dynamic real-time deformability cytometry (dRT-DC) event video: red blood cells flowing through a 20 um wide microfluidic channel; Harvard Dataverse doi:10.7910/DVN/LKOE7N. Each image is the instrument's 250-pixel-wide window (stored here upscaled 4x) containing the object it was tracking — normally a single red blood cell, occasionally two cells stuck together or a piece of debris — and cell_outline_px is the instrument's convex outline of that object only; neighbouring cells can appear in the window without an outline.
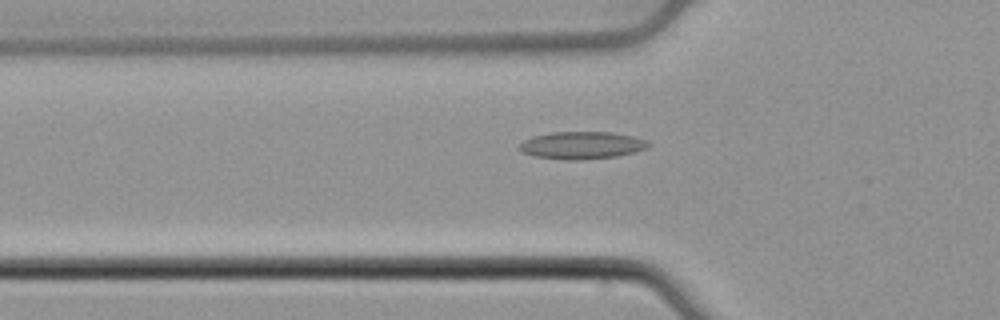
{"species": "common noctule bat (a hibernating species)", "species_latin": "Nyctalus noctula", "temperature_condition": "cold", "stored_images_in_passage": 54, "camera_frame_rate_fps": 3000, "um_per_image_px": 0.085, "animal": {"sex": "male", "body_mass_g": 21.5, "forearm_length_mm": 52.0}, "frame": {"image": 1, "passage_image": 18, "time_ms": 5.667, "image_size_px": [1000, 320], "cell_outline_px": [[652, 144], [648, 148], [636, 152], [616, 156], [580, 160], [568, 160], [532, 156], [520, 152], [520, 144], [524, 140], [532, 136], [552, 132], [612, 132], [632, 136], [644, 140]], "centroid_in_image_um": [49.45, 12.35], "position_along_channel_um": 76.4, "area_um2": 20.69}}
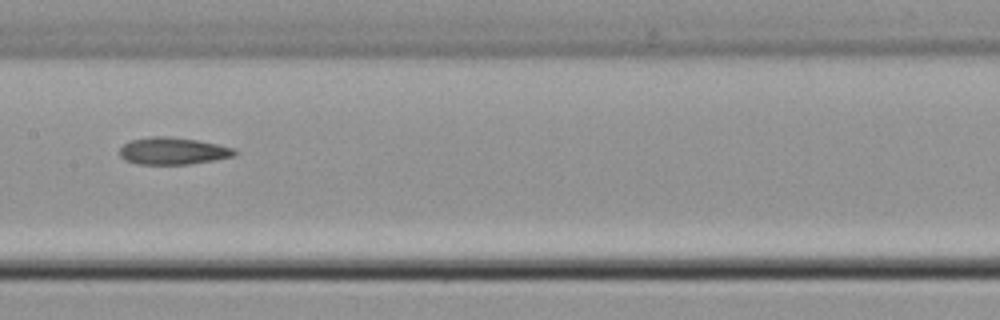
{"frame": {"image": 2, "passage_image": 27, "time_ms": 8.667, "image_size_px": [1000, 320], "cell_outline_px": [[240, 152], [236, 156], [188, 164], [136, 164], [124, 160], [120, 156], [120, 148], [124, 144], [132, 140], [148, 136], [168, 136], [196, 140], [236, 148]], "centroid_in_image_um": [14.72, 12.83], "position_along_channel_um": 192.7, "area_um2": 18.26}}
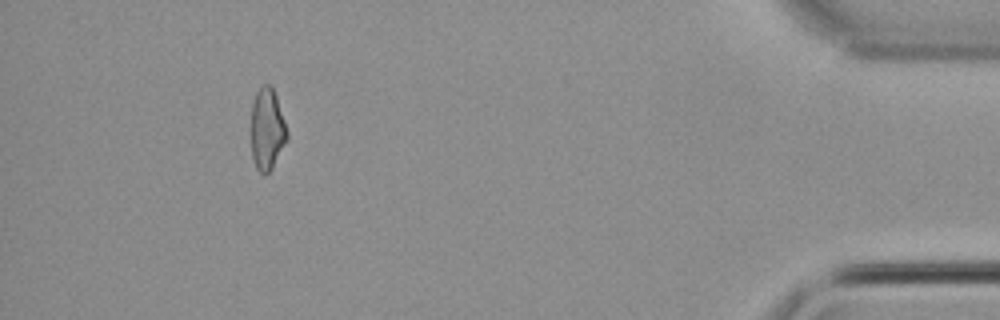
{"frame": {"image": 3, "passage_image": 49, "time_ms": 16.0, "image_size_px": [1000, 320], "cell_outline_px": [[288, 140], [272, 168], [264, 176], [256, 168], [252, 160], [252, 104], [256, 92], [264, 84], [272, 84], [288, 132]], "centroid_in_image_um": [22.72, 11.0], "position_along_channel_um": 412.5, "area_um2": 17.17}}